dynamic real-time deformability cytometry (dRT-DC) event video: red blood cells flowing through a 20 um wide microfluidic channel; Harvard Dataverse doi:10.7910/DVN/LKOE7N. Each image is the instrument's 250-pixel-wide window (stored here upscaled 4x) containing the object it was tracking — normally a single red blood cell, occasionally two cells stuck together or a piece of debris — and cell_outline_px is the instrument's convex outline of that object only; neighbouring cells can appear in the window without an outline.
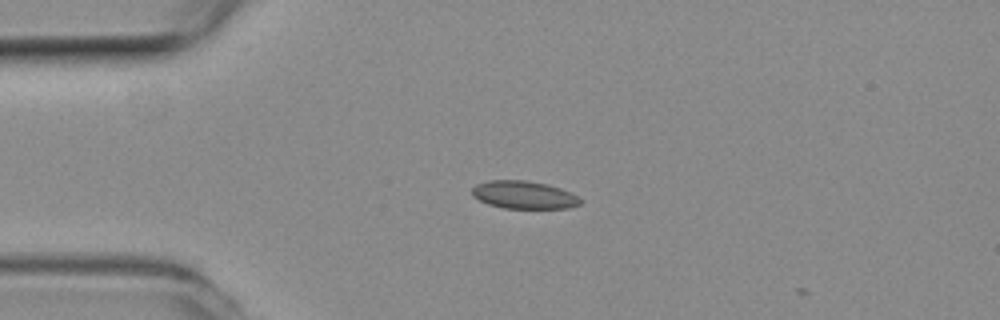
{"species": "common noctule bat (a hibernating species)", "species_latin": "Nyctalus noctula", "temperature_condition": "room temperature", "stored_images_in_passage": 4, "camera_frame_rate_fps": 3000, "um_per_image_px": 0.085, "animal": {"sex": "female", "body_mass_g": 19.3, "forearm_length_mm": 54.1}, "frame": {"image": 1, "passage_image": 1, "time_ms": 0.0, "image_size_px": [1000, 320], "cell_outline_px": [[584, 200], [580, 204], [568, 208], [504, 208], [488, 204], [472, 196], [472, 188], [476, 184], [488, 180], [524, 180], [548, 184], [560, 188]], "centroid_in_image_um": [44.51, 16.56], "position_along_channel_um": 40.5, "area_um2": 17.51}}